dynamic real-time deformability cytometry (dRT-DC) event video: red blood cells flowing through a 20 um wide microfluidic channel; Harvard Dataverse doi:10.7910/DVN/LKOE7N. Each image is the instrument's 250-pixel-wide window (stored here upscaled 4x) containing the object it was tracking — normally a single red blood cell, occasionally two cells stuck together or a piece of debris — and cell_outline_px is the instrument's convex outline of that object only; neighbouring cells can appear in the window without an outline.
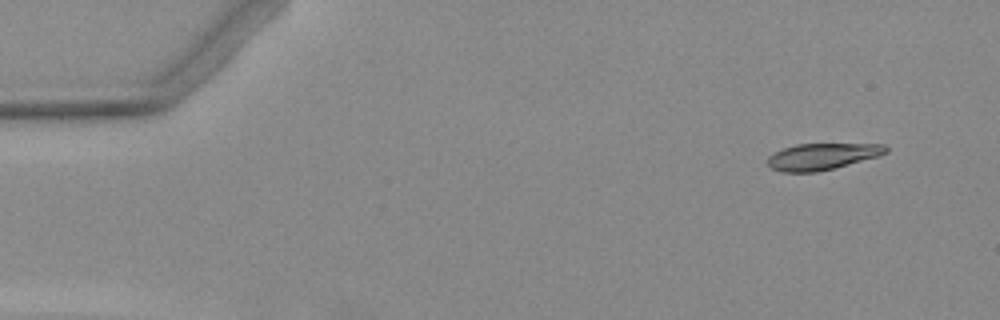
{"species": "Egyptian fruit bat (a non-hibernating species)", "species_latin": "Rousettus aegyptiacus", "temperature_condition": "warm", "stored_images_in_passage": 4, "camera_frame_rate_fps": 3000, "um_per_image_px": 0.085, "animal": {"sex": "female"}, "frame": {"image": 1, "passage_image": 1, "time_ms": 0.0, "image_size_px": [1000, 320], "cell_outline_px": [[888, 152], [880, 156], [816, 172], [780, 172], [772, 168], [768, 164], [768, 156], [784, 148], [796, 144], [884, 144], [888, 148]], "centroid_in_image_um": [69.9, 13.3], "position_along_channel_um": 15.1, "area_um2": 18.09}}